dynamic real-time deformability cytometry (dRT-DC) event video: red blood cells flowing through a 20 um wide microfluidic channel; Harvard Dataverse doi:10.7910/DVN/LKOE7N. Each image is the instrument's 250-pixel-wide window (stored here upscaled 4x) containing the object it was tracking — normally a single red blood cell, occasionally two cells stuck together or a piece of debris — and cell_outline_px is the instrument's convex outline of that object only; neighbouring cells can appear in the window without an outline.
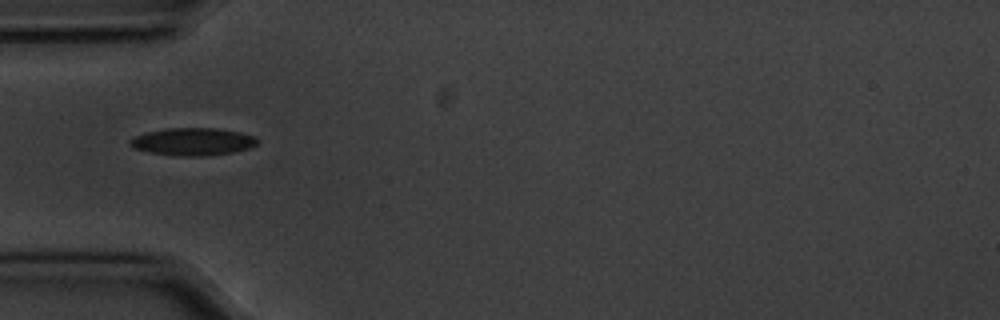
{"species": "common noctule bat (a hibernating species)", "species_latin": "Nyctalus noctula", "temperature_condition": "cold", "stored_images_in_passage": 34, "camera_frame_rate_fps": 3000, "um_per_image_px": 0.085, "animal": {"sex": "male", "body_mass_g": 20.1, "forearm_length_mm": 53.5}, "frame": {"image": 1, "passage_image": 1, "time_ms": 0.0, "image_size_px": [1000, 320], "cell_outline_px": [[260, 140], [252, 148], [232, 152], [208, 156], [176, 156], [148, 152], [132, 148], [128, 144], [128, 140], [136, 136], [148, 132], [164, 128], [216, 128], [240, 132], [256, 136]], "centroid_in_image_um": [16.4, 12.04], "position_along_channel_um": 68.6, "area_um2": 20.75}}
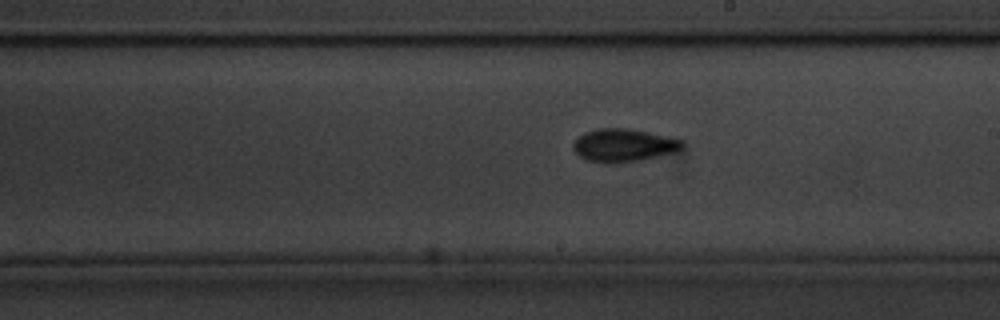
{"frame": {"image": 2, "passage_image": 15, "time_ms": 4.667, "image_size_px": [1000, 320], "cell_outline_px": [[684, 148], [676, 152], [640, 160], [616, 164], [612, 164], [584, 160], [572, 148], [572, 144], [584, 132], [600, 128], [628, 128], [648, 132], [684, 140]], "centroid_in_image_um": [53.02, 12.36], "position_along_channel_um": 236.0, "area_um2": 21.15}, "authors_computed_cell_mechanics": {"area_um2": 18.9584, "velocity_mm_per_s": 3.5666, "shape_relaxation_time_tau1_ms": 2.8006, "shape_relaxation_time_tau2_ms": 5.9832, "deformation_change_tau1": 0.0876, "deformation_change_tau2": 0.1085}}